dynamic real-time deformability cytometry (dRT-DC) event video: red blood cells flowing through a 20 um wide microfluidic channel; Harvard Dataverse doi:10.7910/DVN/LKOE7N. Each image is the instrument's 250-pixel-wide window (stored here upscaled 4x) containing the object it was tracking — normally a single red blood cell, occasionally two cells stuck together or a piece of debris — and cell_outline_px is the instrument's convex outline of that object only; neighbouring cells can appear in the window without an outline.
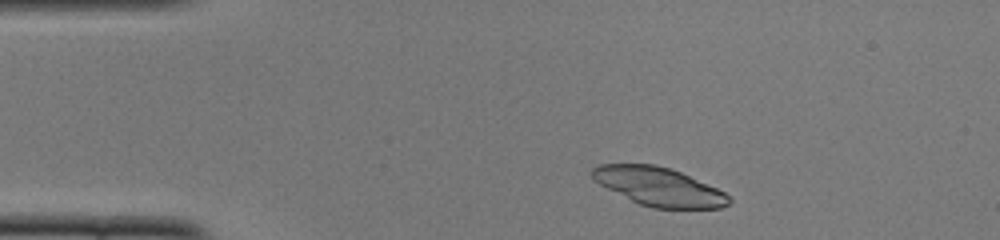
{"species": "common noctule bat (a hibernating species)", "species_latin": "Nyctalus noctula", "temperature_condition": "cold", "stored_images_in_passage": 46, "camera_frame_rate_fps": 3000, "um_per_image_px": 0.085, "animal": {"sex": "female", "body_mass_g": 22.0, "forearm_length_mm": 56.7}, "frame": {"image": 1, "passage_image": 4, "time_ms": 1.0, "image_size_px": [1000, 240], "cell_outline_px": [[732, 200], [728, 204], [720, 208], [652, 208], [640, 204], [592, 180], [592, 168], [600, 164], [656, 164], [672, 168], [716, 188], [724, 192]], "centroid_in_image_um": [56.0, 15.85], "position_along_channel_um": 29.0, "area_um2": 30.35}}